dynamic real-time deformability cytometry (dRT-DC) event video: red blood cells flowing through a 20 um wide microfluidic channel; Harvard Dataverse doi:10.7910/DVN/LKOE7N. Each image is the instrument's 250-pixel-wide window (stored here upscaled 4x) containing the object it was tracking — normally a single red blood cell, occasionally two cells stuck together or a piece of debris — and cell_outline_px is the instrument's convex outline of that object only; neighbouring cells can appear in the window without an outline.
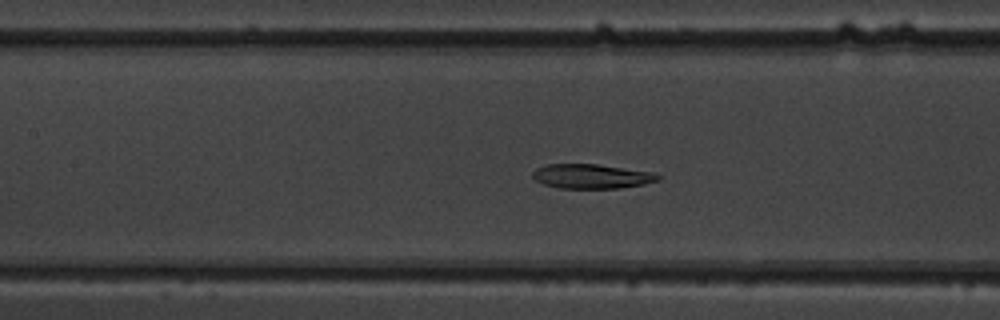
{"species": "common noctule bat (a hibernating species)", "species_latin": "Nyctalus noctula", "temperature_condition": "warm", "stored_images_in_passage": 52, "segment_of_instrument_passage": [1, 2], "camera_frame_rate_fps": 3000, "um_per_image_px": 0.085, "animal": {"sex": "male", "body_mass_g": 19.5, "forearm_length_mm": 54.6}, "frame": {"image": 1, "passage_image": 23, "time_ms": 7.333, "image_size_px": [1000, 320], "cell_outline_px": [[660, 180], [644, 184], [620, 188], [560, 188], [544, 184], [536, 180], [532, 176], [532, 172], [536, 168], [548, 164], [596, 164], [652, 172], [660, 176]], "centroid_in_image_um": [50.28, 14.98], "position_along_channel_um": 157.1, "area_um2": 17.74}}
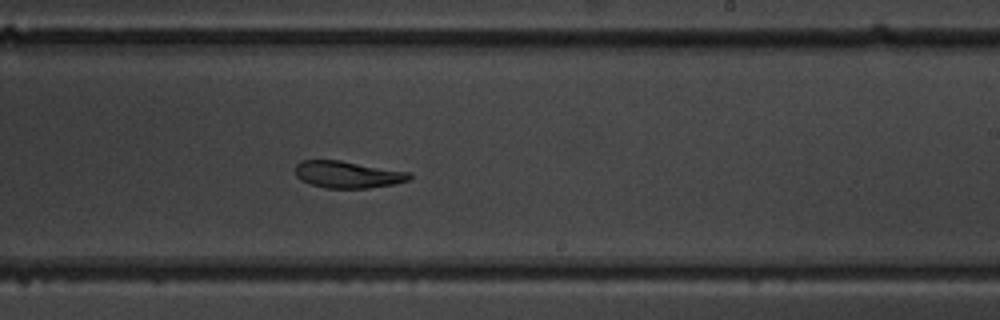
{"frame": {"image": 2, "passage_image": 31, "time_ms": 10.0, "image_size_px": [1000, 320], "cell_outline_px": [[412, 176], [408, 180], [396, 184], [368, 188], [324, 188], [300, 180], [296, 176], [296, 164], [300, 160], [340, 160], [408, 172]], "centroid_in_image_um": [29.53, 14.83], "position_along_channel_um": 259.5, "area_um2": 17.86}}
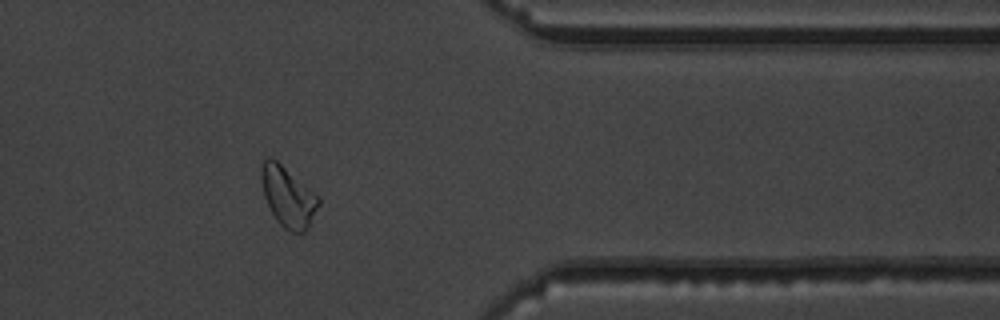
{"frame": {"image": 3, "passage_image": 42, "time_ms": 13.667, "image_size_px": [1000, 320], "cell_outline_px": [[320, 204], [308, 228], [304, 232], [292, 232], [284, 228], [276, 220], [264, 196], [260, 180], [260, 164], [264, 156], [272, 156], [320, 196]], "centroid_in_image_um": [24.46, 16.66], "position_along_channel_um": 386.9, "area_um2": 20.52}}